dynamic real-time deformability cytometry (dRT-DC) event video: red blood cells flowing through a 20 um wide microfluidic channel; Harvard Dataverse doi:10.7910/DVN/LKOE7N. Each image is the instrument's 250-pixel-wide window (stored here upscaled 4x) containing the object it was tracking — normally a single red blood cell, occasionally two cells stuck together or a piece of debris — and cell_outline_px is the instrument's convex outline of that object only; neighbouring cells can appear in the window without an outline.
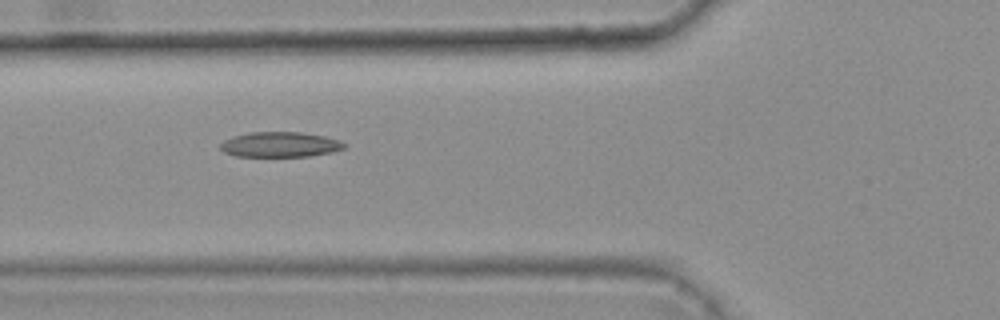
{"species": "common noctule bat (a hibernating species)", "species_latin": "Nyctalus noctula", "temperature_condition": "warm", "stored_images_in_passage": 7, "camera_frame_rate_fps": 3000, "um_per_image_px": 0.085, "animal": {"sex": "female", "body_mass_g": 25.1}, "frame": {"image": 1, "passage_image": 6, "time_ms": 1.667, "image_size_px": [1000, 320], "cell_outline_px": [[348, 144], [344, 148], [332, 152], [308, 156], [236, 156], [224, 152], [220, 148], [220, 144], [224, 140], [232, 136], [252, 132], [300, 132], [324, 136], [340, 140]], "centroid_in_image_um": [23.82, 12.28], "position_along_channel_um": 102.0, "area_um2": 18.15}}
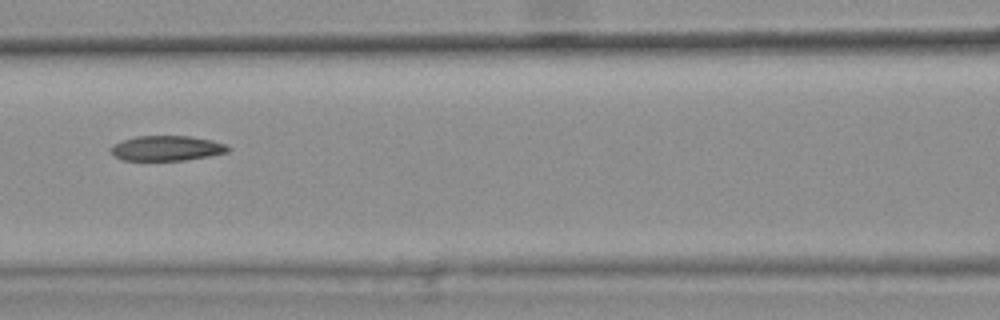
{"frame": {"image": 2, "passage_image": 7, "time_ms": 2.0, "image_size_px": [1000, 320], "cell_outline_px": [[232, 148], [228, 152], [208, 156], [184, 160], [124, 160], [116, 156], [112, 152], [112, 144], [136, 136], [192, 136], [212, 140], [228, 144]], "centroid_in_image_um": [14.24, 12.59], "position_along_channel_um": 152.4, "area_um2": 17.05}}